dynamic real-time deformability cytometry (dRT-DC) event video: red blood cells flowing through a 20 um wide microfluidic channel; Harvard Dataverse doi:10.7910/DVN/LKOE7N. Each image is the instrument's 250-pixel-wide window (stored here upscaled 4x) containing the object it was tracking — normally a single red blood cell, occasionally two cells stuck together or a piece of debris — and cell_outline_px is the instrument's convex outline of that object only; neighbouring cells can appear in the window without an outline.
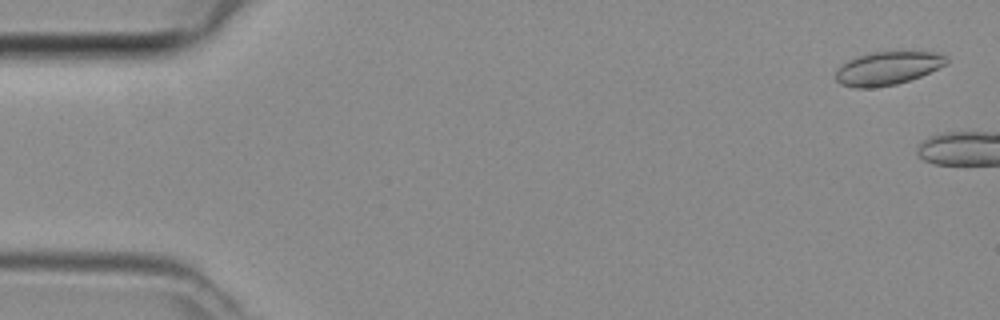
{"species": "common noctule bat (a hibernating species)", "species_latin": "Nyctalus noctula", "temperature_condition": "room temperature", "stored_images_in_passage": 5, "segment_of_instrument_passage": [1, 3], "camera_frame_rate_fps": 3000, "um_per_image_px": 0.085, "animal": {"sex": "female", "body_mass_g": 29.2, "forearm_length_mm": 56.3}, "frame": {"image": 1, "passage_image": 1, "time_ms": 0.0, "image_size_px": [1000, 320], "cell_outline_px": [[948, 64], [920, 76], [896, 84], [872, 88], [856, 88], [840, 84], [836, 80], [836, 72], [840, 64], [848, 60], [872, 52], [936, 52], [948, 56]], "centroid_in_image_um": [75.45, 5.8], "position_along_channel_um": 9.5, "area_um2": 21.44}}